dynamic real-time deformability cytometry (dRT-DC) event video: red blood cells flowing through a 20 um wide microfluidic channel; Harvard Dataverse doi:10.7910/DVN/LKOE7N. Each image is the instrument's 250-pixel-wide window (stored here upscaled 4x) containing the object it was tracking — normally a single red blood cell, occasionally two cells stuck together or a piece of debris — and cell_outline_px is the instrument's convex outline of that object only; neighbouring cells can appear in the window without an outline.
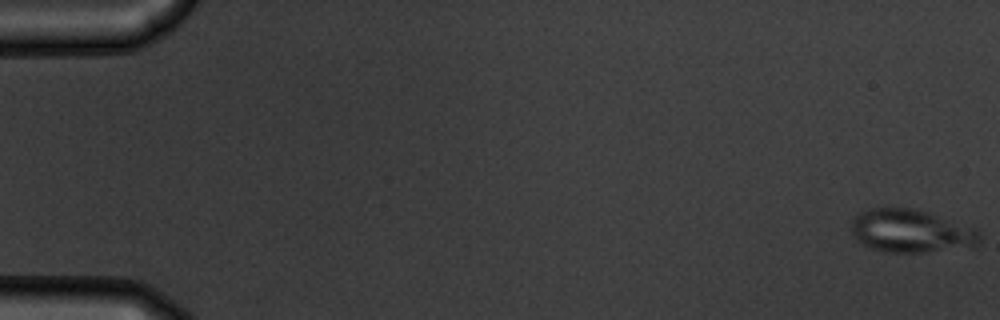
{"species": "common noctule bat (a hibernating species)", "species_latin": "Nyctalus noctula", "temperature_condition": "warm", "stored_images_in_passage": 56, "camera_frame_rate_fps": 3000, "um_per_image_px": 0.085, "animal": {"sex": "male", "body_mass_g": 19.5, "forearm_length_mm": 54.6}, "frame": {"image": 1, "passage_image": 1, "time_ms": 0.0, "image_size_px": [1000, 320], "cell_outline_px": [[980, 244], [924, 252], [884, 252], [872, 248], [856, 240], [852, 236], [848, 228], [852, 220], [860, 212], [872, 208], [912, 208], [928, 212], [976, 228], [980, 232]], "centroid_in_image_um": [77.38, 19.63], "position_along_channel_um": 7.6, "area_um2": 32.14}}
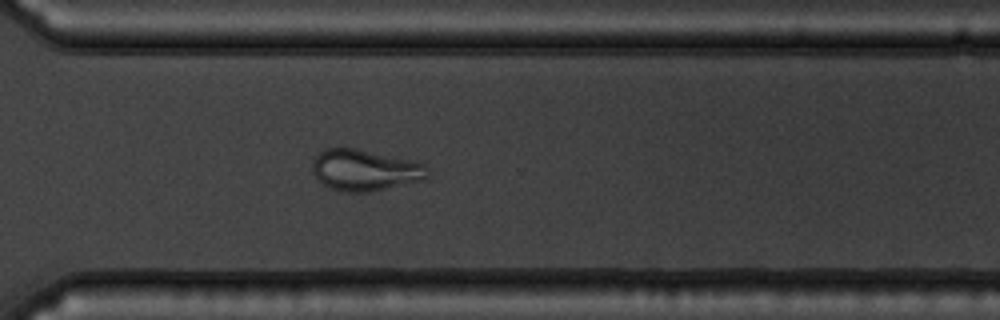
{"frame": {"image": 2, "passage_image": 41, "time_ms": 13.333, "image_size_px": [1000, 320], "cell_outline_px": [[428, 176], [424, 180], [368, 192], [344, 192], [332, 188], [324, 184], [312, 172], [312, 164], [316, 156], [324, 148], [356, 148], [408, 160], [424, 164], [428, 168]], "centroid_in_image_um": [31.0, 14.46], "position_along_channel_um": 339.6, "area_um2": 27.34}}
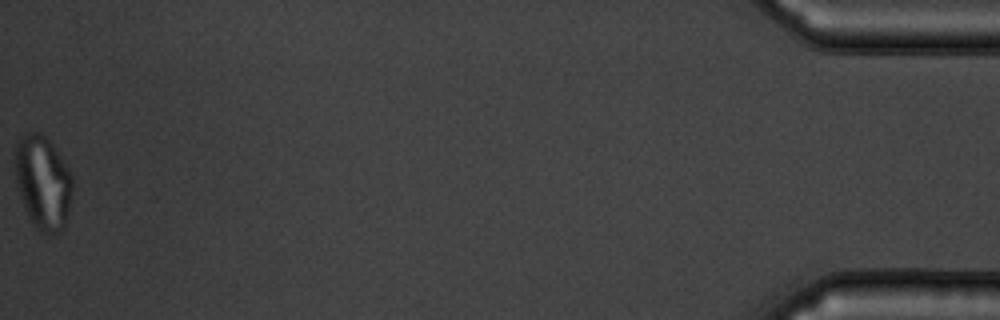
{"frame": {"image": 3, "passage_image": 56, "time_ms": 18.333, "image_size_px": [1000, 320], "cell_outline_px": [[72, 188], [64, 228], [56, 236], [52, 236], [40, 232], [36, 228], [28, 216], [24, 208], [16, 188], [16, 140], [24, 132], [40, 132], [52, 144], [68, 168], [72, 176]], "centroid_in_image_um": [3.63, 15.53], "position_along_channel_um": 431.6, "area_um2": 31.5}}